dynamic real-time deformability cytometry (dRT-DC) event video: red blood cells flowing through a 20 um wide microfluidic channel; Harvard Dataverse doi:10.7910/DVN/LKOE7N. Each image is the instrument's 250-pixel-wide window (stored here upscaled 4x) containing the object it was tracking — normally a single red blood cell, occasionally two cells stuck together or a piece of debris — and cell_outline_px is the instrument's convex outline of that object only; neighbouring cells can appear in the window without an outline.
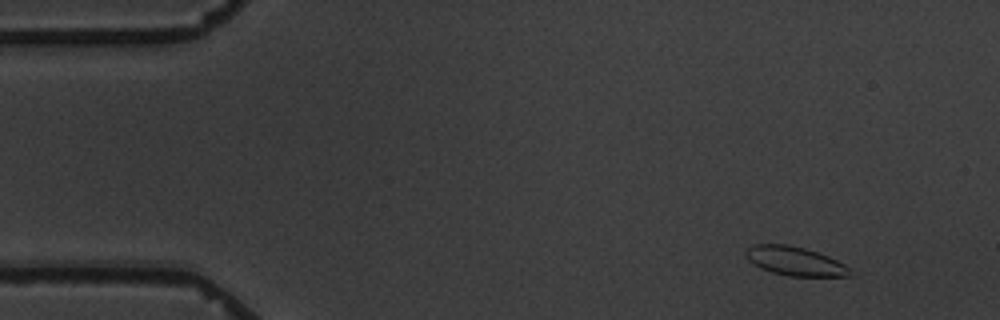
{"species": "common noctule bat (a hibernating species)", "species_latin": "Nyctalus noctula", "temperature_condition": "warm", "stored_images_in_passage": 5, "camera_frame_rate_fps": 3000, "um_per_image_px": 0.085, "animal": {"sex": "male", "body_mass_g": 19.5, "forearm_length_mm": 54.6}, "frame": {"image": 1, "passage_image": 2, "time_ms": 1.333, "image_size_px": [1000, 320], "cell_outline_px": [[856, 272], [852, 276], [788, 276], [772, 272], [760, 268], [752, 264], [744, 256], [744, 252], [748, 248], [756, 244], [788, 244], [804, 248], [828, 256], [852, 268]], "centroid_in_image_um": [67.59, 22.21], "position_along_channel_um": 17.4, "area_um2": 17.8}}